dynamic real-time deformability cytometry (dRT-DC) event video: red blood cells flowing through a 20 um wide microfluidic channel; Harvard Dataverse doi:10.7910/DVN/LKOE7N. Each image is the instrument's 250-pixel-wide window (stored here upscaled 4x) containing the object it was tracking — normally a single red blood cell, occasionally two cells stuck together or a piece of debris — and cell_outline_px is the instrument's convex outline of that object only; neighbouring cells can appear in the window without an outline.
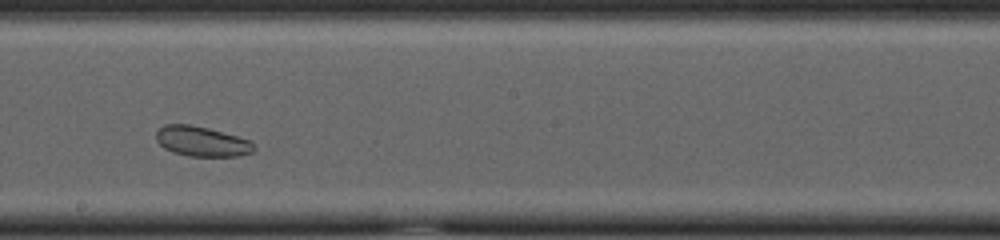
{"species": "common noctule bat (a hibernating species)", "species_latin": "Nyctalus noctula", "temperature_condition": "cold", "stored_images_in_passage": 28, "camera_frame_rate_fps": 3000, "um_per_image_px": 0.085, "animal": {"sex": "female", "body_mass_g": 23.0, "forearm_length_mm": 53.4}, "frame": {"image": 1, "passage_image": 16, "time_ms": 5.0, "image_size_px": [1000, 240], "cell_outline_px": [[256, 148], [252, 152], [236, 156], [188, 156], [172, 152], [164, 148], [156, 140], [156, 132], [164, 124], [188, 124], [208, 128], [236, 136], [248, 140]], "centroid_in_image_um": [17.11, 12.02], "position_along_channel_um": 231.1, "area_um2": 16.94}, "authors_computed_cell_mechanics": {"area_um2": 17.918, "velocity_mm_per_s": 3.694, "shape_relaxation_time_tau1_ms": null, "shape_relaxation_time_tau2_ms": 3.1383, "deformation_change_tau1": null, "deformation_change_tau2": 0.0688}}